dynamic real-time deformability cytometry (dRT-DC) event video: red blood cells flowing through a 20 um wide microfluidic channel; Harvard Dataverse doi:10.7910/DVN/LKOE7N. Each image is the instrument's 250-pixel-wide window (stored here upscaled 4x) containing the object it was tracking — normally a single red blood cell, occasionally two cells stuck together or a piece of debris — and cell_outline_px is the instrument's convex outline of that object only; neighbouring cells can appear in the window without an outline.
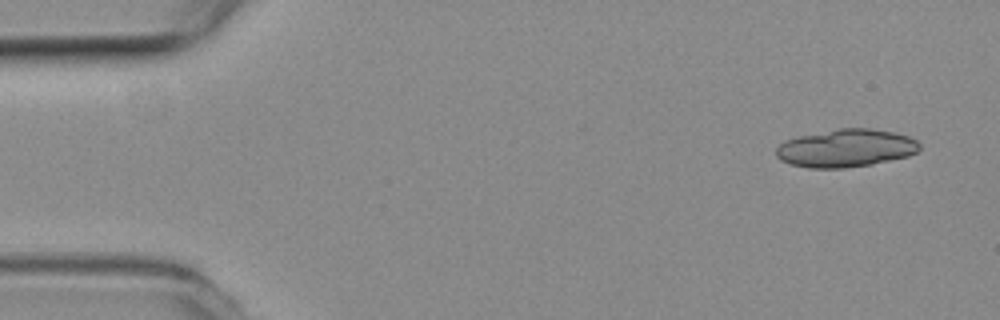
{"species": "common noctule bat (a hibernating species)", "species_latin": "Nyctalus noctula", "temperature_condition": "room temperature", "stored_images_in_passage": 8, "segment_of_instrument_passage": [1, 2], "camera_frame_rate_fps": 3000, "um_per_image_px": 0.085, "animal": {"sex": "female", "body_mass_g": 19.3, "forearm_length_mm": 54.1}, "frame": {"image": 1, "passage_image": 1, "time_ms": 0.0, "image_size_px": [1000, 320], "cell_outline_px": [[920, 148], [916, 152], [908, 156], [872, 164], [844, 168], [808, 168], [792, 164], [780, 160], [776, 156], [776, 148], [784, 140], [796, 136], [840, 128], [872, 128], [896, 132], [908, 136], [916, 140], [920, 144]], "centroid_in_image_um": [71.89, 12.58], "position_along_channel_um": 13.1, "area_um2": 31.85}}